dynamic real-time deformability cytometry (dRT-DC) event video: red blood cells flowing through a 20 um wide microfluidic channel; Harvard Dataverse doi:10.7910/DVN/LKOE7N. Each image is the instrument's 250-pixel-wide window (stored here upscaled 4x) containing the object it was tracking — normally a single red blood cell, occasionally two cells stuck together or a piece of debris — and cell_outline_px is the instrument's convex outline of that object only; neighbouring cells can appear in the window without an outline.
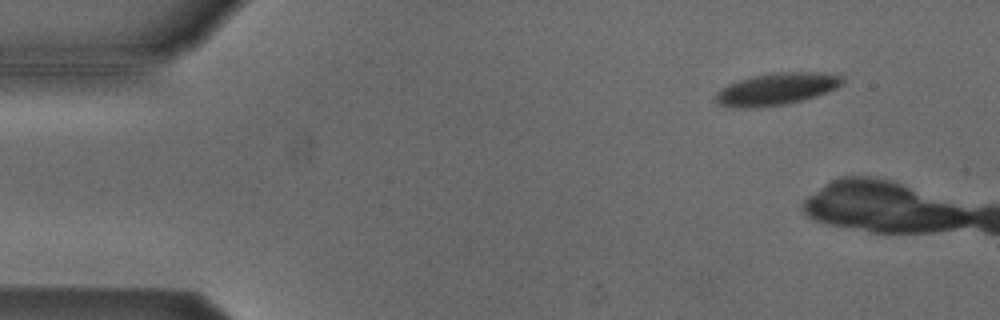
{"species": "Egyptian fruit bat (a non-hibernating species)", "species_latin": "Rousettus aegyptiacus", "temperature_condition": "cold", "stored_images_in_passage": 4, "camera_frame_rate_fps": 3000, "um_per_image_px": 0.085, "animal": {"sex": "male"}, "frame": {"image": 1, "passage_image": 2, "time_ms": 0.333, "image_size_px": [1000, 320], "cell_outline_px": [[844, 80], [836, 88], [800, 100], [784, 104], [756, 108], [740, 108], [716, 104], [712, 100], [716, 92], [720, 88], [728, 84], [752, 76], [776, 72], [820, 72], [844, 76]], "centroid_in_image_um": [65.92, 7.56], "position_along_channel_um": 19.1, "area_um2": 23.58}}